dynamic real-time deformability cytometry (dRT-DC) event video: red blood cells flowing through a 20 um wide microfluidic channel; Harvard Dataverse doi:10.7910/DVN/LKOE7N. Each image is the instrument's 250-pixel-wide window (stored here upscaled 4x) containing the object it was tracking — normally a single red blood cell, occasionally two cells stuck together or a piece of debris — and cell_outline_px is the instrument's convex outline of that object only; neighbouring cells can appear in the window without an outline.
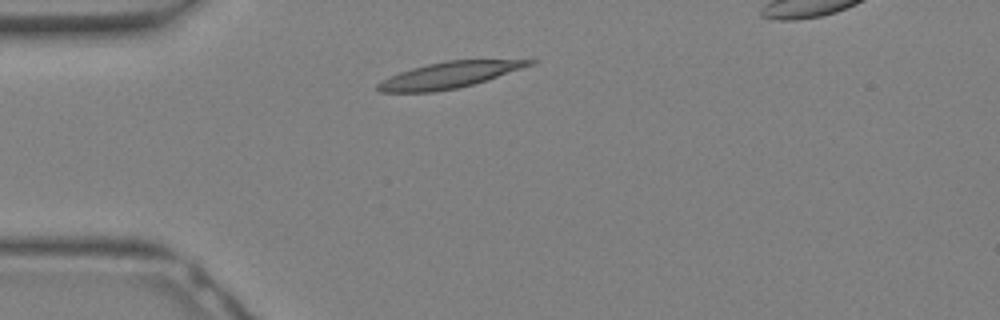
{"species": "Egyptian fruit bat (a non-hibernating species)", "species_latin": "Rousettus aegyptiacus", "temperature_condition": "warm", "stored_images_in_passage": 8, "camera_frame_rate_fps": 3000, "um_per_image_px": 0.085, "animal": {"sex": "female"}, "frame": {"image": 1, "passage_image": 1, "time_ms": 0.0, "image_size_px": [1000, 320], "cell_outline_px": [[536, 60], [532, 64], [460, 88], [432, 92], [380, 92], [376, 88], [376, 84], [400, 72], [412, 68], [428, 64], [448, 60]], "centroid_in_image_um": [38.09, 6.39], "position_along_channel_um": 46.9, "area_um2": 22.37}}
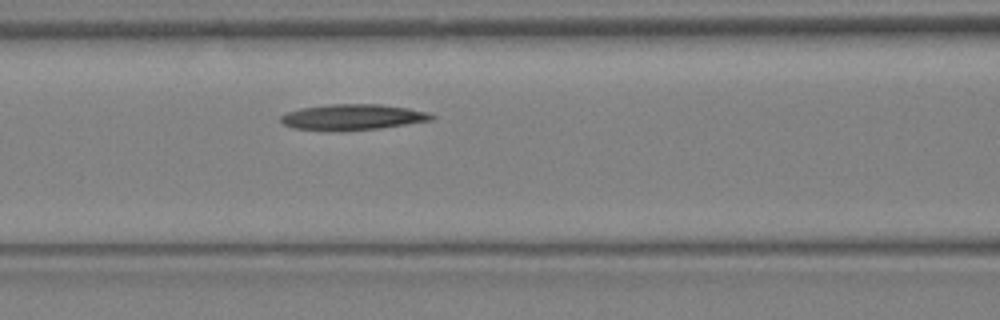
{"frame": {"image": 2, "passage_image": 6, "time_ms": 1.667, "image_size_px": [1000, 320], "cell_outline_px": [[436, 116], [432, 120], [380, 128], [292, 128], [284, 124], [280, 120], [280, 116], [288, 112], [300, 108], [328, 104], [380, 104], [408, 108], [428, 112]], "centroid_in_image_um": [30.03, 9.9], "position_along_channel_um": 136.6, "area_um2": 21.62}}
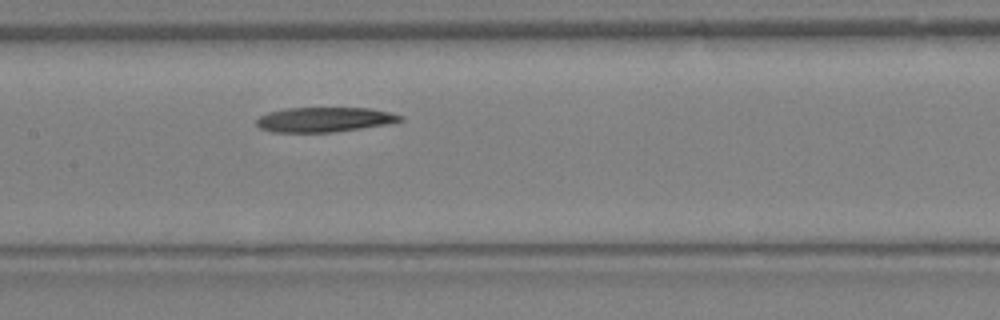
{"frame": {"image": 3, "passage_image": 8, "time_ms": 2.333, "image_size_px": [1000, 320], "cell_outline_px": [[404, 120], [388, 124], [332, 132], [272, 132], [260, 128], [256, 124], [256, 120], [260, 116], [268, 112], [284, 108], [368, 108], [392, 112], [404, 116]], "centroid_in_image_um": [27.58, 10.16], "position_along_channel_um": 179.8, "area_um2": 20.81}}